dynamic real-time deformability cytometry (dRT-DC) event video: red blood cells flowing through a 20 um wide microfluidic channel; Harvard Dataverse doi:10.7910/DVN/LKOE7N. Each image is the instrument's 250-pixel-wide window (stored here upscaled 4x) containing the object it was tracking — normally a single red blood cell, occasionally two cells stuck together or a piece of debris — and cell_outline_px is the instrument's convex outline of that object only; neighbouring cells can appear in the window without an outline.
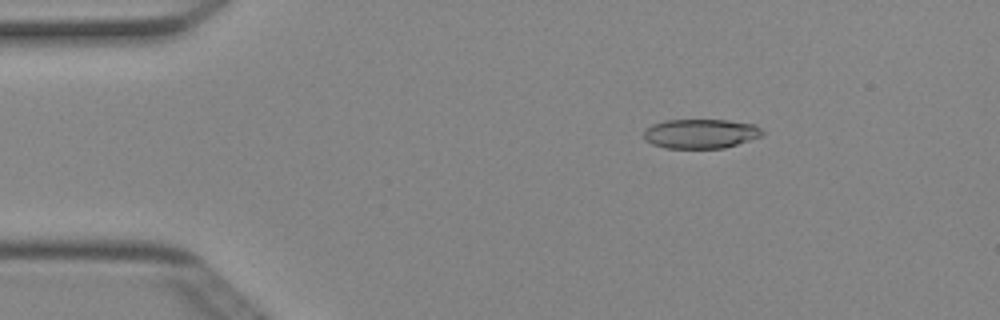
{"species": "Egyptian fruit bat (a non-hibernating species)", "species_latin": "Rousettus aegyptiacus", "temperature_condition": "cold", "stored_images_in_passage": 50, "camera_frame_rate_fps": 3000, "um_per_image_px": 0.085, "animal": {"sex": "female"}, "frame": {"image": 1, "passage_image": 8, "time_ms": 2.333, "image_size_px": [1000, 320], "cell_outline_px": [[764, 136], [724, 148], [664, 148], [652, 144], [644, 140], [644, 128], [652, 124], [664, 120], [728, 120], [756, 124], [764, 132]], "centroid_in_image_um": [59.56, 11.36], "position_along_channel_um": 25.4, "area_um2": 20.63}}
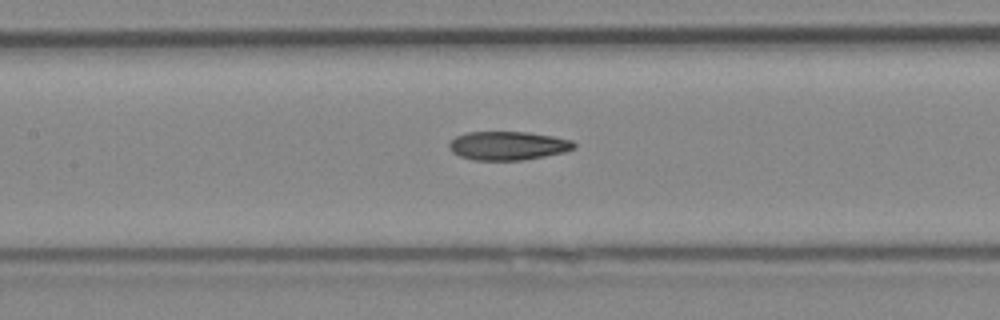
{"frame": {"image": 2, "passage_image": 23, "time_ms": 7.333, "image_size_px": [1000, 320], "cell_outline_px": [[576, 148], [564, 152], [524, 160], [472, 160], [460, 156], [452, 152], [448, 148], [448, 144], [456, 136], [468, 132], [528, 132], [552, 136], [572, 140], [576, 144]], "centroid_in_image_um": [43.17, 12.38], "position_along_channel_um": 164.2, "area_um2": 20.92}}
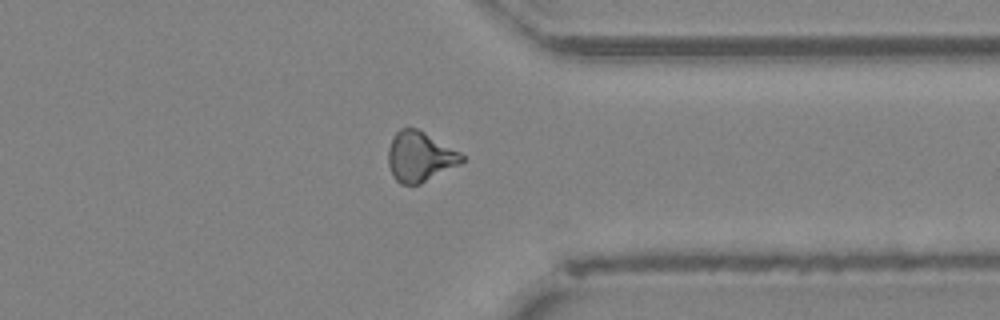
{"frame": {"image": 3, "passage_image": 39, "time_ms": 12.667, "image_size_px": [1000, 320], "cell_outline_px": [[464, 160], [460, 164], [420, 184], [400, 184], [392, 176], [388, 164], [388, 148], [396, 132], [400, 128], [416, 128], [424, 132], [460, 152], [464, 156]], "centroid_in_image_um": [35.67, 13.32], "position_along_channel_um": 375.7, "area_um2": 21.33}, "authors_computed_cell_mechanics": {"area_um2": 20.9525, "velocity_mm_per_s": 4.0459, "shape_relaxation_time_tau1_ms": null, "shape_relaxation_time_tau2_ms": 5.6345, "deformation_change_tau1": null, "deformation_change_tau2": 0.1408}}